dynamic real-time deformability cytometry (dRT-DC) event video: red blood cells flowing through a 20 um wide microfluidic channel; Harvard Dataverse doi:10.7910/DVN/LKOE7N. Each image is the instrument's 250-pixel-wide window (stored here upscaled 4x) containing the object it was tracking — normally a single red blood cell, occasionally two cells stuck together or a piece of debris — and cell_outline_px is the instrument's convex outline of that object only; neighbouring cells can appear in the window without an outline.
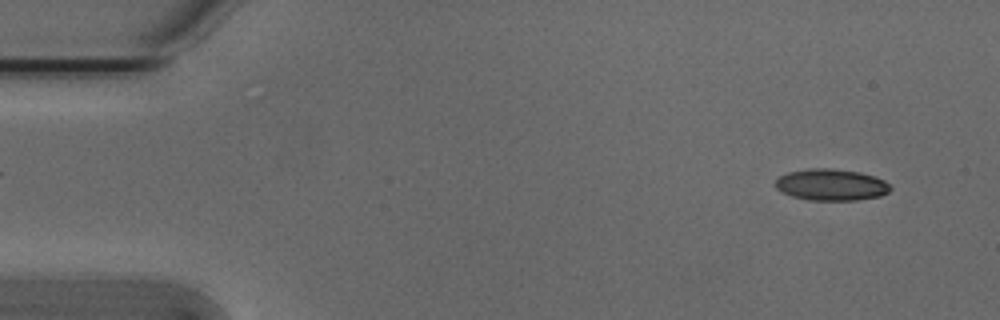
{"species": "Egyptian fruit bat (a non-hibernating species)", "species_latin": "Rousettus aegyptiacus", "temperature_condition": "cold", "stored_images_in_passage": 53, "camera_frame_rate_fps": 3000, "um_per_image_px": 0.085, "animal": {"sex": "male"}, "frame": {"image": 1, "passage_image": 3, "time_ms": 0.667, "image_size_px": [1000, 320], "cell_outline_px": [[892, 188], [888, 192], [880, 196], [856, 200], [808, 200], [792, 196], [776, 188], [776, 180], [780, 176], [788, 172], [812, 168], [832, 168], [860, 172], [884, 180]], "centroid_in_image_um": [70.66, 15.7], "position_along_channel_um": 14.3, "area_um2": 20.98}}
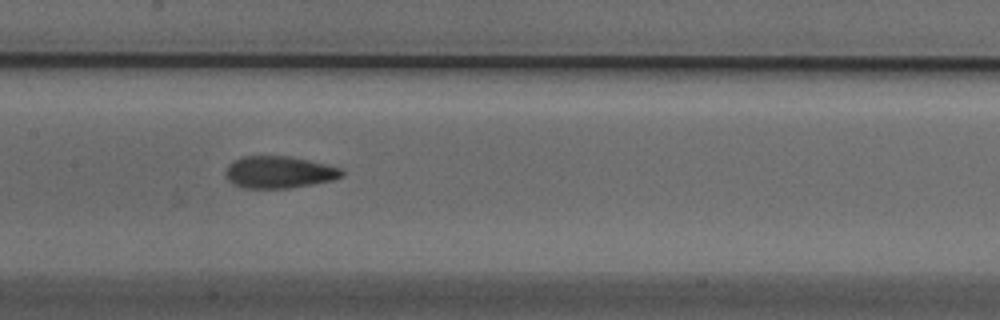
{"frame": {"image": 2, "passage_image": 25, "time_ms": 8.0, "image_size_px": [1000, 320], "cell_outline_px": [[344, 176], [332, 180], [312, 184], [288, 188], [244, 188], [232, 184], [224, 176], [224, 172], [228, 164], [232, 160], [244, 156], [288, 156], [308, 160], [340, 168], [344, 172]], "centroid_in_image_um": [23.66, 14.64], "position_along_channel_um": 183.7, "area_um2": 21.79}}
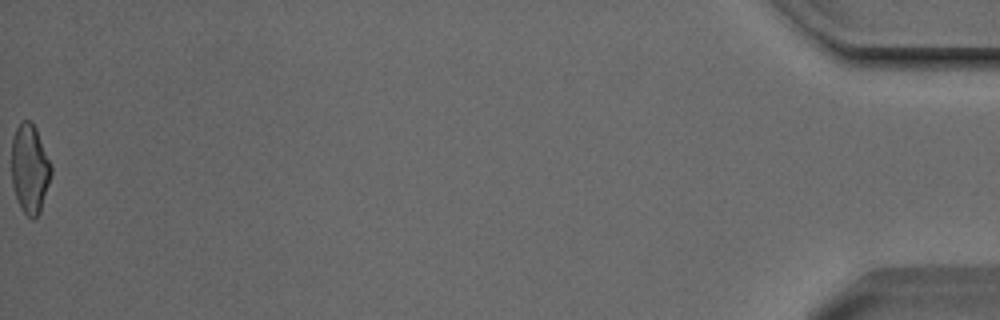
{"frame": {"image": 3, "passage_image": 53, "time_ms": 17.333, "image_size_px": [1000, 320], "cell_outline_px": [[52, 172], [40, 212], [32, 220], [20, 208], [16, 200], [12, 184], [12, 136], [20, 120], [28, 120], [36, 128], [52, 164]], "centroid_in_image_um": [2.53, 14.33], "position_along_channel_um": 432.7, "area_um2": 20.75}, "authors_computed_cell_mechanics": {"area_um2": 21.097, "velocity_mm_per_s": 3.8189, "shape_relaxation_time_tau1_ms": 5.3086, "shape_relaxation_time_tau2_ms": 2.2461, "deformation_change_tau1": 0.1477, "deformation_change_tau2": 0.0877}}